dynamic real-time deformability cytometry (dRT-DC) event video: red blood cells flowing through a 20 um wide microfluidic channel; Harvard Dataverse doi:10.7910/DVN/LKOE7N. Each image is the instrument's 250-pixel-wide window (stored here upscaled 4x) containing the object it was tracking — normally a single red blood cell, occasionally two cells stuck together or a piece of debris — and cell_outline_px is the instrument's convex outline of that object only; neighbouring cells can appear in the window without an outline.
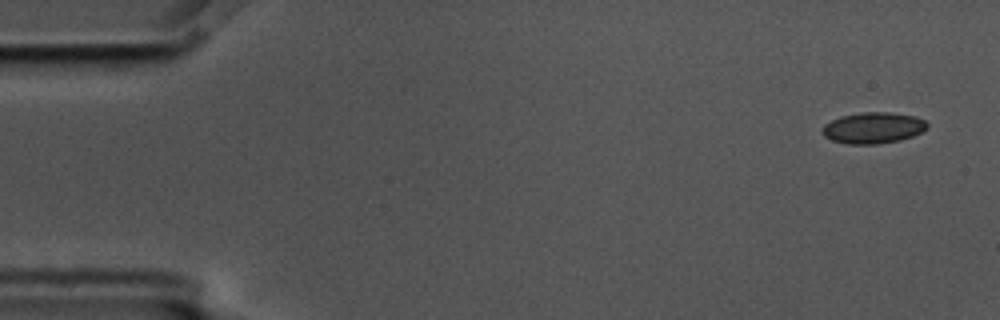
{"species": "common noctule bat (a hibernating species)", "species_latin": "Nyctalus noctula", "temperature_condition": "cold", "stored_images_in_passage": 4, "camera_frame_rate_fps": 3000, "um_per_image_px": 0.085, "animal": {"sex": "male", "body_mass_g": 17.5, "forearm_length_mm": 52.3}, "frame": {"image": 1, "passage_image": 1, "time_ms": 0.0, "image_size_px": [1000, 320], "cell_outline_px": [[928, 128], [912, 136], [900, 140], [876, 144], [848, 144], [832, 140], [824, 136], [820, 132], [820, 128], [824, 124], [840, 116], [860, 112], [888, 112], [916, 116], [924, 120], [928, 124]], "centroid_in_image_um": [74.18, 10.86], "position_along_channel_um": 10.8, "area_um2": 19.19}}
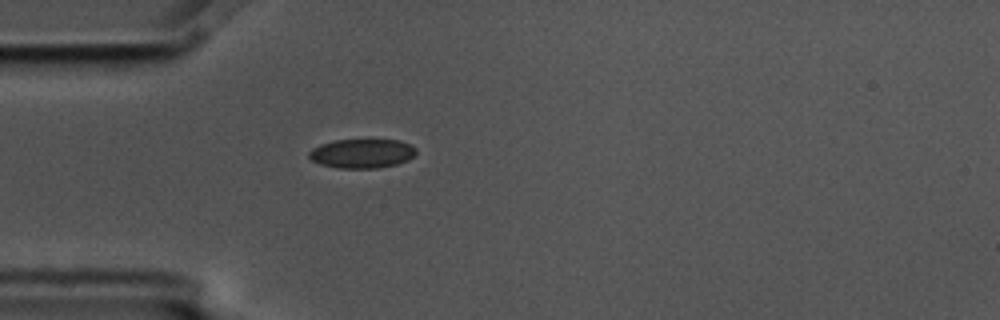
{"frame": {"image": 2, "passage_image": 4, "time_ms": 1.0, "image_size_px": [1000, 320], "cell_outline_px": [[416, 152], [408, 160], [396, 164], [376, 168], [336, 168], [320, 164], [312, 160], [308, 156], [308, 152], [312, 148], [320, 144], [336, 140], [400, 140], [416, 148]], "centroid_in_image_um": [30.74, 13.05], "position_along_channel_um": 54.3, "area_um2": 18.15}}